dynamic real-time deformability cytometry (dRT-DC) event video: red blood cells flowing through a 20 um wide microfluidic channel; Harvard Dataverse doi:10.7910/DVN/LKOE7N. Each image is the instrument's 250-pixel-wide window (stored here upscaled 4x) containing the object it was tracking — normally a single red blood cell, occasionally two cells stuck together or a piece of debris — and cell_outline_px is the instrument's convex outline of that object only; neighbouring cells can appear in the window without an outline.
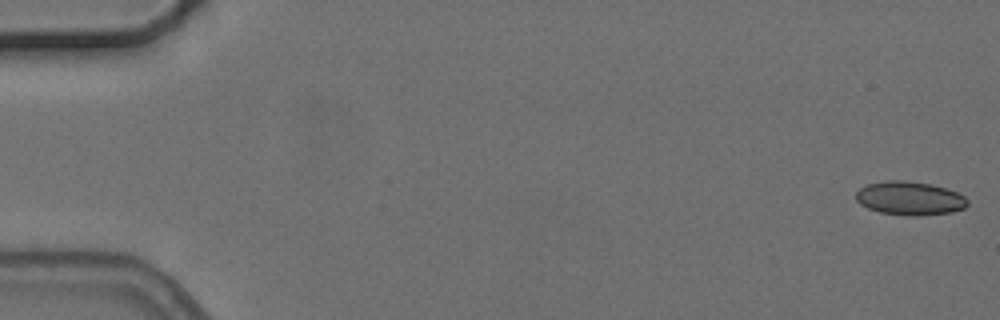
{"species": "common noctule bat (a hibernating species)", "species_latin": "Nyctalus noctula", "temperature_condition": "cold", "stored_images_in_passage": 5, "camera_frame_rate_fps": 3000, "um_per_image_px": 0.085, "animal": {"sex": "female", "body_mass_g": 24.6, "forearm_length_mm": 56.2}, "frame": {"image": 1, "passage_image": 1, "time_ms": 0.0, "image_size_px": [1000, 320], "cell_outline_px": [[968, 204], [964, 208], [952, 212], [920, 216], [912, 216], [880, 212], [868, 208], [860, 204], [856, 200], [856, 192], [860, 188], [868, 184], [888, 180], [904, 180], [932, 184], [956, 192], [964, 196], [968, 200]], "centroid_in_image_um": [77.33, 16.85], "position_along_channel_um": 7.7, "area_um2": 21.85}}
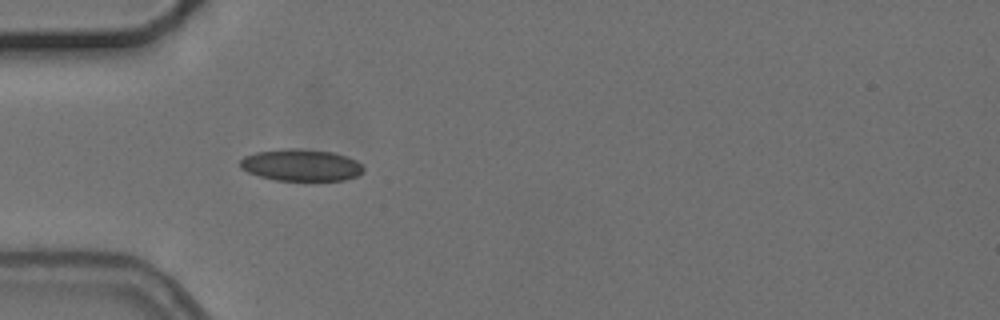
{"frame": {"image": 2, "passage_image": 5, "time_ms": 5.333, "image_size_px": [1000, 320], "cell_outline_px": [[364, 172], [356, 176], [344, 180], [276, 180], [260, 176], [248, 172], [240, 168], [240, 160], [244, 156], [256, 152], [288, 148], [300, 148], [332, 152], [356, 160], [364, 168]], "centroid_in_image_um": [25.58, 14.03], "position_along_channel_um": 59.4, "area_um2": 22.77}}